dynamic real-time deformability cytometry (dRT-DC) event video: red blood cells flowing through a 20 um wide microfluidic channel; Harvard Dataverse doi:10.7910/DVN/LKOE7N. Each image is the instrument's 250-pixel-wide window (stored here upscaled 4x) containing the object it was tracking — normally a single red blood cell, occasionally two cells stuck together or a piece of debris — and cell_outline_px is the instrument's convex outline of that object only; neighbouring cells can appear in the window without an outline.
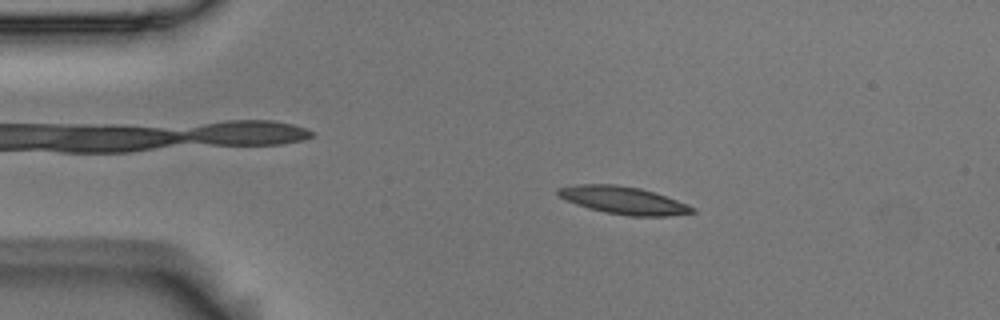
{"species": "Egyptian fruit bat (a non-hibernating species)", "species_latin": "Rousettus aegyptiacus", "temperature_condition": "room temperature", "stored_images_in_passage": 56, "camera_frame_rate_fps": 3000, "um_per_image_px": 0.085, "animal": {"sex": "male"}, "frame": {"image": 1, "passage_image": 10, "time_ms": 3.0, "image_size_px": [1000, 320], "cell_outline_px": [[696, 212], [668, 216], [628, 216], [604, 212], [588, 208], [564, 200], [556, 192], [556, 188], [576, 184], [616, 184], [640, 188], [688, 204], [696, 208]], "centroid_in_image_um": [52.96, 17.03], "position_along_channel_um": 32.0, "area_um2": 21.62}}
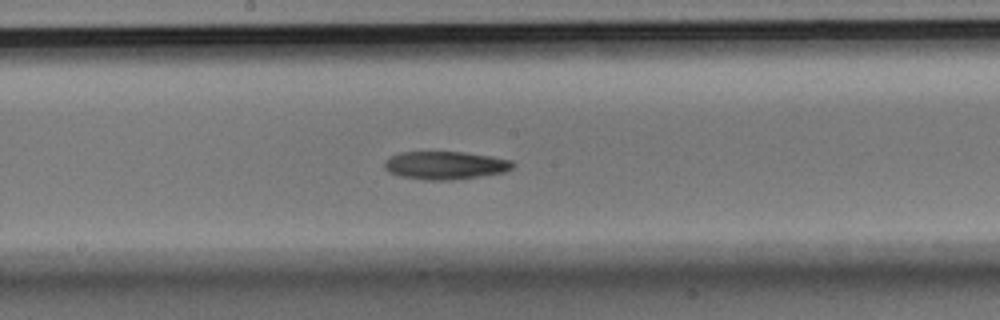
{"frame": {"image": 2, "passage_image": 29, "time_ms": 9.333, "image_size_px": [1000, 320], "cell_outline_px": [[516, 164], [512, 168], [504, 172], [448, 180], [424, 180], [400, 176], [388, 172], [384, 168], [384, 164], [392, 156], [400, 152], [460, 152], [492, 156], [512, 160]], "centroid_in_image_um": [37.85, 14.05], "position_along_channel_um": 210.4, "area_um2": 20.75}}
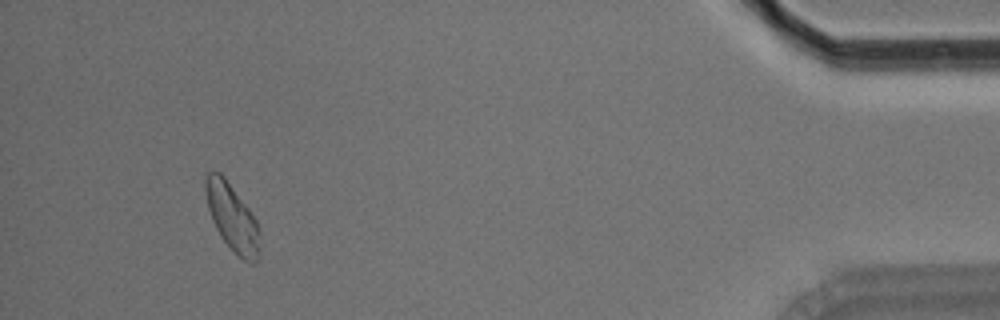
{"frame": {"image": 3, "passage_image": 52, "time_ms": 17.0, "image_size_px": [1000, 320], "cell_outline_px": [[256, 260], [252, 264], [244, 260], [220, 236], [212, 220], [208, 208], [204, 188], [204, 180], [208, 172], [220, 172], [224, 176], [248, 208], [256, 220]], "centroid_in_image_um": [19.64, 18.38], "position_along_channel_um": 415.6, "area_um2": 20.11}, "authors_computed_cell_mechanics": {"area_um2": 20.7502, "velocity_mm_per_s": 3.5423, "shape_relaxation_time_tau1_ms": 6.7033, "shape_relaxation_time_tau2_ms": 8.2261, "deformation_change_tau1": 0.151, "deformation_change_tau2": 0.1213}}